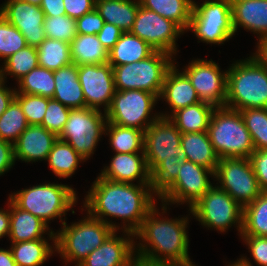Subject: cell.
I'll return each instance as SVG.
<instances>
[{"instance_id": "47", "label": "cell", "mask_w": 267, "mask_h": 266, "mask_svg": "<svg viewBox=\"0 0 267 266\" xmlns=\"http://www.w3.org/2000/svg\"><path fill=\"white\" fill-rule=\"evenodd\" d=\"M249 159L262 192H267V149L255 150Z\"/></svg>"}, {"instance_id": "38", "label": "cell", "mask_w": 267, "mask_h": 266, "mask_svg": "<svg viewBox=\"0 0 267 266\" xmlns=\"http://www.w3.org/2000/svg\"><path fill=\"white\" fill-rule=\"evenodd\" d=\"M29 126L19 102L14 98L0 116V139L14 144Z\"/></svg>"}, {"instance_id": "30", "label": "cell", "mask_w": 267, "mask_h": 266, "mask_svg": "<svg viewBox=\"0 0 267 266\" xmlns=\"http://www.w3.org/2000/svg\"><path fill=\"white\" fill-rule=\"evenodd\" d=\"M215 107L199 102L174 112L169 118L181 133L208 131L210 119Z\"/></svg>"}, {"instance_id": "42", "label": "cell", "mask_w": 267, "mask_h": 266, "mask_svg": "<svg viewBox=\"0 0 267 266\" xmlns=\"http://www.w3.org/2000/svg\"><path fill=\"white\" fill-rule=\"evenodd\" d=\"M26 46V40L21 32L0 13V58L4 61Z\"/></svg>"}, {"instance_id": "17", "label": "cell", "mask_w": 267, "mask_h": 266, "mask_svg": "<svg viewBox=\"0 0 267 266\" xmlns=\"http://www.w3.org/2000/svg\"><path fill=\"white\" fill-rule=\"evenodd\" d=\"M78 80L82 86L86 107L106 112L115 94L113 68L109 63L78 66Z\"/></svg>"}, {"instance_id": "60", "label": "cell", "mask_w": 267, "mask_h": 266, "mask_svg": "<svg viewBox=\"0 0 267 266\" xmlns=\"http://www.w3.org/2000/svg\"><path fill=\"white\" fill-rule=\"evenodd\" d=\"M95 2H99V1H102V0H94ZM123 1H127V0H123Z\"/></svg>"}, {"instance_id": "23", "label": "cell", "mask_w": 267, "mask_h": 266, "mask_svg": "<svg viewBox=\"0 0 267 266\" xmlns=\"http://www.w3.org/2000/svg\"><path fill=\"white\" fill-rule=\"evenodd\" d=\"M45 233L49 235V240L55 243V232L46 223L28 211L18 208L10 200V243L47 239L43 236Z\"/></svg>"}, {"instance_id": "10", "label": "cell", "mask_w": 267, "mask_h": 266, "mask_svg": "<svg viewBox=\"0 0 267 266\" xmlns=\"http://www.w3.org/2000/svg\"><path fill=\"white\" fill-rule=\"evenodd\" d=\"M188 211L208 229L212 228L222 233L234 225L240 235L242 234L243 207L216 185H213Z\"/></svg>"}, {"instance_id": "25", "label": "cell", "mask_w": 267, "mask_h": 266, "mask_svg": "<svg viewBox=\"0 0 267 266\" xmlns=\"http://www.w3.org/2000/svg\"><path fill=\"white\" fill-rule=\"evenodd\" d=\"M53 98L70 109L86 108L82 86L78 80V66L71 63L54 71Z\"/></svg>"}, {"instance_id": "33", "label": "cell", "mask_w": 267, "mask_h": 266, "mask_svg": "<svg viewBox=\"0 0 267 266\" xmlns=\"http://www.w3.org/2000/svg\"><path fill=\"white\" fill-rule=\"evenodd\" d=\"M46 161L55 176L69 178L75 174L79 164L86 160L70 144L57 139Z\"/></svg>"}, {"instance_id": "32", "label": "cell", "mask_w": 267, "mask_h": 266, "mask_svg": "<svg viewBox=\"0 0 267 266\" xmlns=\"http://www.w3.org/2000/svg\"><path fill=\"white\" fill-rule=\"evenodd\" d=\"M140 5L165 19L175 22L187 32L192 16L194 0H139Z\"/></svg>"}, {"instance_id": "46", "label": "cell", "mask_w": 267, "mask_h": 266, "mask_svg": "<svg viewBox=\"0 0 267 266\" xmlns=\"http://www.w3.org/2000/svg\"><path fill=\"white\" fill-rule=\"evenodd\" d=\"M105 21L96 8L76 19L77 34H95L102 29Z\"/></svg>"}, {"instance_id": "2", "label": "cell", "mask_w": 267, "mask_h": 266, "mask_svg": "<svg viewBox=\"0 0 267 266\" xmlns=\"http://www.w3.org/2000/svg\"><path fill=\"white\" fill-rule=\"evenodd\" d=\"M155 206L134 233L138 266H196L189 256V217L168 219ZM137 244V245H136Z\"/></svg>"}, {"instance_id": "14", "label": "cell", "mask_w": 267, "mask_h": 266, "mask_svg": "<svg viewBox=\"0 0 267 266\" xmlns=\"http://www.w3.org/2000/svg\"><path fill=\"white\" fill-rule=\"evenodd\" d=\"M209 175L214 176L210 169L183 159L176 180L158 197L162 215L171 204L192 207L213 186Z\"/></svg>"}, {"instance_id": "13", "label": "cell", "mask_w": 267, "mask_h": 266, "mask_svg": "<svg viewBox=\"0 0 267 266\" xmlns=\"http://www.w3.org/2000/svg\"><path fill=\"white\" fill-rule=\"evenodd\" d=\"M213 178L243 208L262 193L249 158L220 159Z\"/></svg>"}, {"instance_id": "52", "label": "cell", "mask_w": 267, "mask_h": 266, "mask_svg": "<svg viewBox=\"0 0 267 266\" xmlns=\"http://www.w3.org/2000/svg\"><path fill=\"white\" fill-rule=\"evenodd\" d=\"M15 94V88H8L5 84L0 88V116L7 110L9 104L15 98Z\"/></svg>"}, {"instance_id": "29", "label": "cell", "mask_w": 267, "mask_h": 266, "mask_svg": "<svg viewBox=\"0 0 267 266\" xmlns=\"http://www.w3.org/2000/svg\"><path fill=\"white\" fill-rule=\"evenodd\" d=\"M139 6V0H102L96 2L95 8L106 23L114 24L123 32H130Z\"/></svg>"}, {"instance_id": "44", "label": "cell", "mask_w": 267, "mask_h": 266, "mask_svg": "<svg viewBox=\"0 0 267 266\" xmlns=\"http://www.w3.org/2000/svg\"><path fill=\"white\" fill-rule=\"evenodd\" d=\"M70 110V108L66 107L54 98H49L41 126L59 137L64 129L65 123L68 120Z\"/></svg>"}, {"instance_id": "56", "label": "cell", "mask_w": 267, "mask_h": 266, "mask_svg": "<svg viewBox=\"0 0 267 266\" xmlns=\"http://www.w3.org/2000/svg\"><path fill=\"white\" fill-rule=\"evenodd\" d=\"M252 260H249V258H246V256H241L239 260L232 262L231 264L227 266H253L251 263Z\"/></svg>"}, {"instance_id": "50", "label": "cell", "mask_w": 267, "mask_h": 266, "mask_svg": "<svg viewBox=\"0 0 267 266\" xmlns=\"http://www.w3.org/2000/svg\"><path fill=\"white\" fill-rule=\"evenodd\" d=\"M15 164L13 144L0 139V176Z\"/></svg>"}, {"instance_id": "45", "label": "cell", "mask_w": 267, "mask_h": 266, "mask_svg": "<svg viewBox=\"0 0 267 266\" xmlns=\"http://www.w3.org/2000/svg\"><path fill=\"white\" fill-rule=\"evenodd\" d=\"M248 246L252 259L257 266H267V237L239 235Z\"/></svg>"}, {"instance_id": "43", "label": "cell", "mask_w": 267, "mask_h": 266, "mask_svg": "<svg viewBox=\"0 0 267 266\" xmlns=\"http://www.w3.org/2000/svg\"><path fill=\"white\" fill-rule=\"evenodd\" d=\"M15 99L19 102L29 125L42 124L49 101L48 97L16 93Z\"/></svg>"}, {"instance_id": "59", "label": "cell", "mask_w": 267, "mask_h": 266, "mask_svg": "<svg viewBox=\"0 0 267 266\" xmlns=\"http://www.w3.org/2000/svg\"><path fill=\"white\" fill-rule=\"evenodd\" d=\"M229 4L232 6L234 3L239 2V1H245V0H227Z\"/></svg>"}, {"instance_id": "19", "label": "cell", "mask_w": 267, "mask_h": 266, "mask_svg": "<svg viewBox=\"0 0 267 266\" xmlns=\"http://www.w3.org/2000/svg\"><path fill=\"white\" fill-rule=\"evenodd\" d=\"M115 230L106 241L94 249L81 263V266H138L135 256L134 233L123 231L124 236ZM126 233V234H125ZM127 236V237H126Z\"/></svg>"}, {"instance_id": "37", "label": "cell", "mask_w": 267, "mask_h": 266, "mask_svg": "<svg viewBox=\"0 0 267 266\" xmlns=\"http://www.w3.org/2000/svg\"><path fill=\"white\" fill-rule=\"evenodd\" d=\"M241 235L267 237V192H262L252 203L243 208Z\"/></svg>"}, {"instance_id": "11", "label": "cell", "mask_w": 267, "mask_h": 266, "mask_svg": "<svg viewBox=\"0 0 267 266\" xmlns=\"http://www.w3.org/2000/svg\"><path fill=\"white\" fill-rule=\"evenodd\" d=\"M157 101L159 98L155 94L146 91L116 90L111 106L105 112L107 122L137 128L145 132L147 127L160 117V113L152 112Z\"/></svg>"}, {"instance_id": "9", "label": "cell", "mask_w": 267, "mask_h": 266, "mask_svg": "<svg viewBox=\"0 0 267 266\" xmlns=\"http://www.w3.org/2000/svg\"><path fill=\"white\" fill-rule=\"evenodd\" d=\"M188 30L203 43L224 44L235 36L232 6L227 0H205L200 5L193 1Z\"/></svg>"}, {"instance_id": "21", "label": "cell", "mask_w": 267, "mask_h": 266, "mask_svg": "<svg viewBox=\"0 0 267 266\" xmlns=\"http://www.w3.org/2000/svg\"><path fill=\"white\" fill-rule=\"evenodd\" d=\"M58 137L41 125H29L13 144L15 162L46 161Z\"/></svg>"}, {"instance_id": "58", "label": "cell", "mask_w": 267, "mask_h": 266, "mask_svg": "<svg viewBox=\"0 0 267 266\" xmlns=\"http://www.w3.org/2000/svg\"><path fill=\"white\" fill-rule=\"evenodd\" d=\"M21 1H25V2H28L30 4L38 5V6H40L42 3V0H21Z\"/></svg>"}, {"instance_id": "35", "label": "cell", "mask_w": 267, "mask_h": 266, "mask_svg": "<svg viewBox=\"0 0 267 266\" xmlns=\"http://www.w3.org/2000/svg\"><path fill=\"white\" fill-rule=\"evenodd\" d=\"M38 63L48 70H58L72 63L70 43L47 38L37 47Z\"/></svg>"}, {"instance_id": "5", "label": "cell", "mask_w": 267, "mask_h": 266, "mask_svg": "<svg viewBox=\"0 0 267 266\" xmlns=\"http://www.w3.org/2000/svg\"><path fill=\"white\" fill-rule=\"evenodd\" d=\"M9 199L18 208L28 211L49 226V222L56 218L60 219L61 224L66 221V212L75 206L78 196L68 185L49 182L16 191L9 194Z\"/></svg>"}, {"instance_id": "55", "label": "cell", "mask_w": 267, "mask_h": 266, "mask_svg": "<svg viewBox=\"0 0 267 266\" xmlns=\"http://www.w3.org/2000/svg\"><path fill=\"white\" fill-rule=\"evenodd\" d=\"M256 50L257 55L267 64V38L257 45Z\"/></svg>"}, {"instance_id": "7", "label": "cell", "mask_w": 267, "mask_h": 266, "mask_svg": "<svg viewBox=\"0 0 267 266\" xmlns=\"http://www.w3.org/2000/svg\"><path fill=\"white\" fill-rule=\"evenodd\" d=\"M86 214L82 220L72 222L70 226L64 222L61 230L55 232L56 253L64 262L80 264L115 231L110 225Z\"/></svg>"}, {"instance_id": "4", "label": "cell", "mask_w": 267, "mask_h": 266, "mask_svg": "<svg viewBox=\"0 0 267 266\" xmlns=\"http://www.w3.org/2000/svg\"><path fill=\"white\" fill-rule=\"evenodd\" d=\"M225 107L267 108V64L256 52L228 68Z\"/></svg>"}, {"instance_id": "1", "label": "cell", "mask_w": 267, "mask_h": 266, "mask_svg": "<svg viewBox=\"0 0 267 266\" xmlns=\"http://www.w3.org/2000/svg\"><path fill=\"white\" fill-rule=\"evenodd\" d=\"M83 202L87 213L119 230L111 218L123 220L122 231L135 233L146 215L157 206L151 184H129L104 179L98 175ZM109 220V221H108ZM123 227V228H122Z\"/></svg>"}, {"instance_id": "28", "label": "cell", "mask_w": 267, "mask_h": 266, "mask_svg": "<svg viewBox=\"0 0 267 266\" xmlns=\"http://www.w3.org/2000/svg\"><path fill=\"white\" fill-rule=\"evenodd\" d=\"M109 52L95 34H77L70 43L72 63L100 65L108 63Z\"/></svg>"}, {"instance_id": "20", "label": "cell", "mask_w": 267, "mask_h": 266, "mask_svg": "<svg viewBox=\"0 0 267 266\" xmlns=\"http://www.w3.org/2000/svg\"><path fill=\"white\" fill-rule=\"evenodd\" d=\"M100 177L115 182L134 184H151V173L149 172L144 152L136 153H114L110 164L105 166Z\"/></svg>"}, {"instance_id": "48", "label": "cell", "mask_w": 267, "mask_h": 266, "mask_svg": "<svg viewBox=\"0 0 267 266\" xmlns=\"http://www.w3.org/2000/svg\"><path fill=\"white\" fill-rule=\"evenodd\" d=\"M66 15L77 19L93 11L96 7L94 0H63Z\"/></svg>"}, {"instance_id": "18", "label": "cell", "mask_w": 267, "mask_h": 266, "mask_svg": "<svg viewBox=\"0 0 267 266\" xmlns=\"http://www.w3.org/2000/svg\"><path fill=\"white\" fill-rule=\"evenodd\" d=\"M1 15L24 36L28 46L38 47L45 39V14L38 5L21 0H7L0 6Z\"/></svg>"}, {"instance_id": "49", "label": "cell", "mask_w": 267, "mask_h": 266, "mask_svg": "<svg viewBox=\"0 0 267 266\" xmlns=\"http://www.w3.org/2000/svg\"><path fill=\"white\" fill-rule=\"evenodd\" d=\"M122 33L123 31L119 27L105 22L97 36L99 41L109 52L119 40Z\"/></svg>"}, {"instance_id": "3", "label": "cell", "mask_w": 267, "mask_h": 266, "mask_svg": "<svg viewBox=\"0 0 267 266\" xmlns=\"http://www.w3.org/2000/svg\"><path fill=\"white\" fill-rule=\"evenodd\" d=\"M181 136L170 118L164 117H159L144 132V155L157 197L177 178L184 155Z\"/></svg>"}, {"instance_id": "22", "label": "cell", "mask_w": 267, "mask_h": 266, "mask_svg": "<svg viewBox=\"0 0 267 266\" xmlns=\"http://www.w3.org/2000/svg\"><path fill=\"white\" fill-rule=\"evenodd\" d=\"M174 63L167 71L159 100H165L170 109V114L160 113V117L169 118L178 109L201 102L192 86L188 76Z\"/></svg>"}, {"instance_id": "53", "label": "cell", "mask_w": 267, "mask_h": 266, "mask_svg": "<svg viewBox=\"0 0 267 266\" xmlns=\"http://www.w3.org/2000/svg\"><path fill=\"white\" fill-rule=\"evenodd\" d=\"M10 231V199L8 198V210L0 209V238L9 237Z\"/></svg>"}, {"instance_id": "57", "label": "cell", "mask_w": 267, "mask_h": 266, "mask_svg": "<svg viewBox=\"0 0 267 266\" xmlns=\"http://www.w3.org/2000/svg\"><path fill=\"white\" fill-rule=\"evenodd\" d=\"M6 84L5 82V77H4V72H3V68H0V88Z\"/></svg>"}, {"instance_id": "36", "label": "cell", "mask_w": 267, "mask_h": 266, "mask_svg": "<svg viewBox=\"0 0 267 266\" xmlns=\"http://www.w3.org/2000/svg\"><path fill=\"white\" fill-rule=\"evenodd\" d=\"M54 71L43 67L32 69L17 83L16 93L40 95L53 98L55 91Z\"/></svg>"}, {"instance_id": "34", "label": "cell", "mask_w": 267, "mask_h": 266, "mask_svg": "<svg viewBox=\"0 0 267 266\" xmlns=\"http://www.w3.org/2000/svg\"><path fill=\"white\" fill-rule=\"evenodd\" d=\"M105 135H109V144L115 153L144 152V131L106 123Z\"/></svg>"}, {"instance_id": "40", "label": "cell", "mask_w": 267, "mask_h": 266, "mask_svg": "<svg viewBox=\"0 0 267 266\" xmlns=\"http://www.w3.org/2000/svg\"><path fill=\"white\" fill-rule=\"evenodd\" d=\"M255 150L267 149V108L240 110Z\"/></svg>"}, {"instance_id": "39", "label": "cell", "mask_w": 267, "mask_h": 266, "mask_svg": "<svg viewBox=\"0 0 267 266\" xmlns=\"http://www.w3.org/2000/svg\"><path fill=\"white\" fill-rule=\"evenodd\" d=\"M3 72L5 80L7 75L13 76L18 82L22 77L27 75L32 69L39 66L37 48L26 46L18 52L9 56L3 63Z\"/></svg>"}, {"instance_id": "27", "label": "cell", "mask_w": 267, "mask_h": 266, "mask_svg": "<svg viewBox=\"0 0 267 266\" xmlns=\"http://www.w3.org/2000/svg\"><path fill=\"white\" fill-rule=\"evenodd\" d=\"M155 50L144 40L131 32H123L114 47L109 51L108 63L111 66L131 64L150 56Z\"/></svg>"}, {"instance_id": "15", "label": "cell", "mask_w": 267, "mask_h": 266, "mask_svg": "<svg viewBox=\"0 0 267 266\" xmlns=\"http://www.w3.org/2000/svg\"><path fill=\"white\" fill-rule=\"evenodd\" d=\"M130 32L147 42L155 51L166 52L172 56L177 54L176 41L180 34L184 33L175 22L141 5Z\"/></svg>"}, {"instance_id": "41", "label": "cell", "mask_w": 267, "mask_h": 266, "mask_svg": "<svg viewBox=\"0 0 267 266\" xmlns=\"http://www.w3.org/2000/svg\"><path fill=\"white\" fill-rule=\"evenodd\" d=\"M44 31L47 38L71 43L77 35L76 19L67 15L45 16Z\"/></svg>"}, {"instance_id": "26", "label": "cell", "mask_w": 267, "mask_h": 266, "mask_svg": "<svg viewBox=\"0 0 267 266\" xmlns=\"http://www.w3.org/2000/svg\"><path fill=\"white\" fill-rule=\"evenodd\" d=\"M181 145L184 151L183 159L215 172L220 158L210 142L207 131L182 133Z\"/></svg>"}, {"instance_id": "6", "label": "cell", "mask_w": 267, "mask_h": 266, "mask_svg": "<svg viewBox=\"0 0 267 266\" xmlns=\"http://www.w3.org/2000/svg\"><path fill=\"white\" fill-rule=\"evenodd\" d=\"M207 132L220 159L249 158L255 151L250 133L238 110L225 106L215 108Z\"/></svg>"}, {"instance_id": "16", "label": "cell", "mask_w": 267, "mask_h": 266, "mask_svg": "<svg viewBox=\"0 0 267 266\" xmlns=\"http://www.w3.org/2000/svg\"><path fill=\"white\" fill-rule=\"evenodd\" d=\"M183 72L188 76L201 102L215 108L225 106L227 97V70L221 71L212 59H194Z\"/></svg>"}, {"instance_id": "8", "label": "cell", "mask_w": 267, "mask_h": 266, "mask_svg": "<svg viewBox=\"0 0 267 266\" xmlns=\"http://www.w3.org/2000/svg\"><path fill=\"white\" fill-rule=\"evenodd\" d=\"M173 58L175 57L169 53L154 51L143 60L112 66L115 89L117 91L142 90L153 93L159 98L165 75L175 63Z\"/></svg>"}, {"instance_id": "31", "label": "cell", "mask_w": 267, "mask_h": 266, "mask_svg": "<svg viewBox=\"0 0 267 266\" xmlns=\"http://www.w3.org/2000/svg\"><path fill=\"white\" fill-rule=\"evenodd\" d=\"M48 239H36L11 243L10 250L17 266H42L56 251L55 243Z\"/></svg>"}, {"instance_id": "12", "label": "cell", "mask_w": 267, "mask_h": 266, "mask_svg": "<svg viewBox=\"0 0 267 266\" xmlns=\"http://www.w3.org/2000/svg\"><path fill=\"white\" fill-rule=\"evenodd\" d=\"M106 113L93 108L71 109L68 120L58 139L70 144L85 160H88L104 135Z\"/></svg>"}, {"instance_id": "54", "label": "cell", "mask_w": 267, "mask_h": 266, "mask_svg": "<svg viewBox=\"0 0 267 266\" xmlns=\"http://www.w3.org/2000/svg\"><path fill=\"white\" fill-rule=\"evenodd\" d=\"M0 266H17L9 249L0 248Z\"/></svg>"}, {"instance_id": "51", "label": "cell", "mask_w": 267, "mask_h": 266, "mask_svg": "<svg viewBox=\"0 0 267 266\" xmlns=\"http://www.w3.org/2000/svg\"><path fill=\"white\" fill-rule=\"evenodd\" d=\"M40 8L45 16L66 15L63 0H42Z\"/></svg>"}, {"instance_id": "24", "label": "cell", "mask_w": 267, "mask_h": 266, "mask_svg": "<svg viewBox=\"0 0 267 266\" xmlns=\"http://www.w3.org/2000/svg\"><path fill=\"white\" fill-rule=\"evenodd\" d=\"M233 28L239 27L258 36L257 44L267 38V0H245L232 5Z\"/></svg>"}]
</instances>
